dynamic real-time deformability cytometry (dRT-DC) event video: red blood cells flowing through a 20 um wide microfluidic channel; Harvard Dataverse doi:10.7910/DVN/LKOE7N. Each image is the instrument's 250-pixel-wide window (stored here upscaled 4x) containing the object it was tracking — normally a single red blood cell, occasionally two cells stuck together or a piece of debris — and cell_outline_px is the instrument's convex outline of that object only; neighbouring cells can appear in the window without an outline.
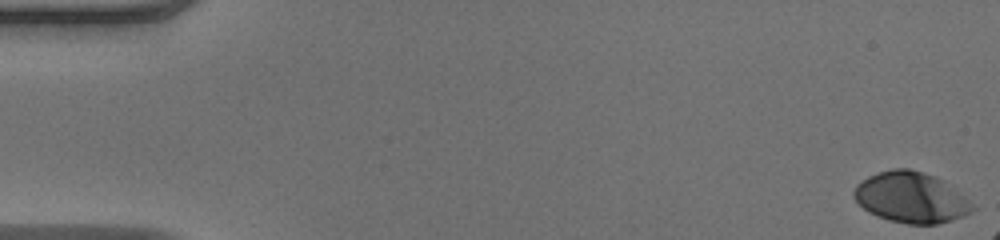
{"species": "human", "species_latin": "Homo sapiens", "temperature_condition": "warm", "stored_images_in_passage": 46, "camera_frame_rate_fps": 3000, "um_per_image_px": 0.085, "donor": {"sex": "male"}, "frame": {"image": 1, "passage_image": 1, "time_ms": 0.0, "image_size_px": [1000, 240], "cell_outline_px": [[976, 208], [972, 212], [936, 224], [908, 224], [888, 220], [868, 212], [852, 196], [852, 192], [856, 184], [868, 176], [892, 168], [908, 168], [924, 172], [936, 176], [944, 180], [968, 200]], "centroid_in_image_um": [77.41, 16.77], "position_along_channel_um": 7.6, "area_um2": 34.91}}
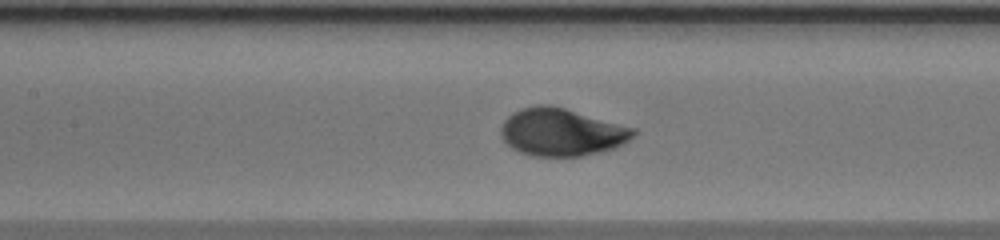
{"frame": {"image": 2, "passage_image": 24, "time_ms": 7.667, "image_size_px": [1000, 240], "cell_outline_px": [[636, 132], [628, 140], [612, 148], [600, 152], [580, 156], [532, 156], [520, 152], [512, 148], [500, 136], [500, 128], [504, 120], [512, 112], [520, 108], [536, 104], [552, 104], [636, 128]], "centroid_in_image_um": [47.69, 11.21], "position_along_channel_um": 159.7, "area_um2": 36.88}}
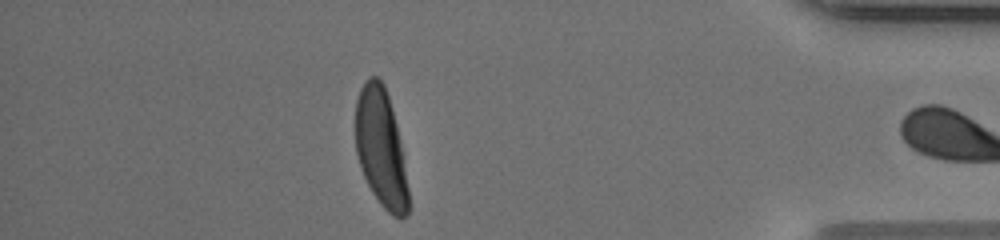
{"frame": {"image": 3, "passage_image": 45, "time_ms": 14.667, "image_size_px": [1000, 240], "cell_outline_px": [[408, 216], [400, 220], [392, 216], [380, 204], [372, 192], [360, 168], [356, 152], [356, 100], [360, 88], [364, 80], [368, 76], [376, 76], [384, 84], [388, 96], [396, 124], [400, 140], [408, 188]], "centroid_in_image_um": [32.37, 12.6], "position_along_channel_um": 402.8, "area_um2": 36.41}, "authors_computed_cell_mechanics": {"area_um2": 36.3562, "velocity_mm_per_s": 4.0678, "shape_relaxation_time_tau1_ms": 2.4651, "shape_relaxation_time_tau2_ms": null, "deformation_change_tau1": 0.1845, "deformation_change_tau2": null}}